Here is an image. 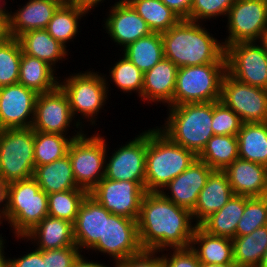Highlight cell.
<instances>
[{
  "label": "cell",
  "mask_w": 267,
  "mask_h": 267,
  "mask_svg": "<svg viewBox=\"0 0 267 267\" xmlns=\"http://www.w3.org/2000/svg\"><path fill=\"white\" fill-rule=\"evenodd\" d=\"M72 136L57 133L34 131V161L35 167L49 164L68 155L70 144L80 137L85 130H74ZM67 136V137H66Z\"/></svg>",
  "instance_id": "obj_33"
},
{
  "label": "cell",
  "mask_w": 267,
  "mask_h": 267,
  "mask_svg": "<svg viewBox=\"0 0 267 267\" xmlns=\"http://www.w3.org/2000/svg\"><path fill=\"white\" fill-rule=\"evenodd\" d=\"M242 125L240 117L222 101L213 102L212 129L214 135H237Z\"/></svg>",
  "instance_id": "obj_43"
},
{
  "label": "cell",
  "mask_w": 267,
  "mask_h": 267,
  "mask_svg": "<svg viewBox=\"0 0 267 267\" xmlns=\"http://www.w3.org/2000/svg\"><path fill=\"white\" fill-rule=\"evenodd\" d=\"M160 252H162L165 267H201L196 253L190 247L165 249Z\"/></svg>",
  "instance_id": "obj_45"
},
{
  "label": "cell",
  "mask_w": 267,
  "mask_h": 267,
  "mask_svg": "<svg viewBox=\"0 0 267 267\" xmlns=\"http://www.w3.org/2000/svg\"><path fill=\"white\" fill-rule=\"evenodd\" d=\"M105 0H75V6L85 10L88 14L92 9L104 3Z\"/></svg>",
  "instance_id": "obj_51"
},
{
  "label": "cell",
  "mask_w": 267,
  "mask_h": 267,
  "mask_svg": "<svg viewBox=\"0 0 267 267\" xmlns=\"http://www.w3.org/2000/svg\"><path fill=\"white\" fill-rule=\"evenodd\" d=\"M237 140L240 159L267 167V122L242 123Z\"/></svg>",
  "instance_id": "obj_31"
},
{
  "label": "cell",
  "mask_w": 267,
  "mask_h": 267,
  "mask_svg": "<svg viewBox=\"0 0 267 267\" xmlns=\"http://www.w3.org/2000/svg\"><path fill=\"white\" fill-rule=\"evenodd\" d=\"M21 56L17 38L10 37L0 44V88L18 83Z\"/></svg>",
  "instance_id": "obj_40"
},
{
  "label": "cell",
  "mask_w": 267,
  "mask_h": 267,
  "mask_svg": "<svg viewBox=\"0 0 267 267\" xmlns=\"http://www.w3.org/2000/svg\"><path fill=\"white\" fill-rule=\"evenodd\" d=\"M38 94L22 84L0 88V123L3 129L32 127Z\"/></svg>",
  "instance_id": "obj_18"
},
{
  "label": "cell",
  "mask_w": 267,
  "mask_h": 267,
  "mask_svg": "<svg viewBox=\"0 0 267 267\" xmlns=\"http://www.w3.org/2000/svg\"><path fill=\"white\" fill-rule=\"evenodd\" d=\"M235 0H192L189 20L205 23L211 18H226L230 7Z\"/></svg>",
  "instance_id": "obj_42"
},
{
  "label": "cell",
  "mask_w": 267,
  "mask_h": 267,
  "mask_svg": "<svg viewBox=\"0 0 267 267\" xmlns=\"http://www.w3.org/2000/svg\"><path fill=\"white\" fill-rule=\"evenodd\" d=\"M34 130L9 128L0 133V177L11 183L34 175Z\"/></svg>",
  "instance_id": "obj_9"
},
{
  "label": "cell",
  "mask_w": 267,
  "mask_h": 267,
  "mask_svg": "<svg viewBox=\"0 0 267 267\" xmlns=\"http://www.w3.org/2000/svg\"><path fill=\"white\" fill-rule=\"evenodd\" d=\"M164 125L157 128L172 142L191 150L197 156L214 135L213 102L185 103L167 107Z\"/></svg>",
  "instance_id": "obj_4"
},
{
  "label": "cell",
  "mask_w": 267,
  "mask_h": 267,
  "mask_svg": "<svg viewBox=\"0 0 267 267\" xmlns=\"http://www.w3.org/2000/svg\"><path fill=\"white\" fill-rule=\"evenodd\" d=\"M168 8L175 12L181 19L189 20L192 0H161Z\"/></svg>",
  "instance_id": "obj_48"
},
{
  "label": "cell",
  "mask_w": 267,
  "mask_h": 267,
  "mask_svg": "<svg viewBox=\"0 0 267 267\" xmlns=\"http://www.w3.org/2000/svg\"><path fill=\"white\" fill-rule=\"evenodd\" d=\"M244 210L245 196L234 194L219 211L211 214L199 226L210 235L233 239Z\"/></svg>",
  "instance_id": "obj_30"
},
{
  "label": "cell",
  "mask_w": 267,
  "mask_h": 267,
  "mask_svg": "<svg viewBox=\"0 0 267 267\" xmlns=\"http://www.w3.org/2000/svg\"><path fill=\"white\" fill-rule=\"evenodd\" d=\"M74 126L78 130H85L73 118L68 98L60 86L38 94L31 127L34 131L67 135Z\"/></svg>",
  "instance_id": "obj_16"
},
{
  "label": "cell",
  "mask_w": 267,
  "mask_h": 267,
  "mask_svg": "<svg viewBox=\"0 0 267 267\" xmlns=\"http://www.w3.org/2000/svg\"><path fill=\"white\" fill-rule=\"evenodd\" d=\"M226 18L225 48L237 42L261 41L267 31V0H235Z\"/></svg>",
  "instance_id": "obj_11"
},
{
  "label": "cell",
  "mask_w": 267,
  "mask_h": 267,
  "mask_svg": "<svg viewBox=\"0 0 267 267\" xmlns=\"http://www.w3.org/2000/svg\"><path fill=\"white\" fill-rule=\"evenodd\" d=\"M190 248L201 264H234L232 239L208 234L197 226Z\"/></svg>",
  "instance_id": "obj_27"
},
{
  "label": "cell",
  "mask_w": 267,
  "mask_h": 267,
  "mask_svg": "<svg viewBox=\"0 0 267 267\" xmlns=\"http://www.w3.org/2000/svg\"><path fill=\"white\" fill-rule=\"evenodd\" d=\"M89 193L84 189H72L48 195V215L74 224L79 207Z\"/></svg>",
  "instance_id": "obj_39"
},
{
  "label": "cell",
  "mask_w": 267,
  "mask_h": 267,
  "mask_svg": "<svg viewBox=\"0 0 267 267\" xmlns=\"http://www.w3.org/2000/svg\"><path fill=\"white\" fill-rule=\"evenodd\" d=\"M223 171L235 195L249 198L267 196L266 166L237 158Z\"/></svg>",
  "instance_id": "obj_20"
},
{
  "label": "cell",
  "mask_w": 267,
  "mask_h": 267,
  "mask_svg": "<svg viewBox=\"0 0 267 267\" xmlns=\"http://www.w3.org/2000/svg\"><path fill=\"white\" fill-rule=\"evenodd\" d=\"M80 250L74 246L46 250V267H71Z\"/></svg>",
  "instance_id": "obj_46"
},
{
  "label": "cell",
  "mask_w": 267,
  "mask_h": 267,
  "mask_svg": "<svg viewBox=\"0 0 267 267\" xmlns=\"http://www.w3.org/2000/svg\"><path fill=\"white\" fill-rule=\"evenodd\" d=\"M242 123L267 122V89L240 82L227 72L221 83V97Z\"/></svg>",
  "instance_id": "obj_14"
},
{
  "label": "cell",
  "mask_w": 267,
  "mask_h": 267,
  "mask_svg": "<svg viewBox=\"0 0 267 267\" xmlns=\"http://www.w3.org/2000/svg\"><path fill=\"white\" fill-rule=\"evenodd\" d=\"M106 153L105 178L116 181H145L147 130ZM116 149V150H115Z\"/></svg>",
  "instance_id": "obj_15"
},
{
  "label": "cell",
  "mask_w": 267,
  "mask_h": 267,
  "mask_svg": "<svg viewBox=\"0 0 267 267\" xmlns=\"http://www.w3.org/2000/svg\"><path fill=\"white\" fill-rule=\"evenodd\" d=\"M198 156L172 142L157 126L147 130L145 191L160 192L184 172Z\"/></svg>",
  "instance_id": "obj_3"
},
{
  "label": "cell",
  "mask_w": 267,
  "mask_h": 267,
  "mask_svg": "<svg viewBox=\"0 0 267 267\" xmlns=\"http://www.w3.org/2000/svg\"><path fill=\"white\" fill-rule=\"evenodd\" d=\"M3 130H4V129H3L2 125H1V123H0V133H1Z\"/></svg>",
  "instance_id": "obj_59"
},
{
  "label": "cell",
  "mask_w": 267,
  "mask_h": 267,
  "mask_svg": "<svg viewBox=\"0 0 267 267\" xmlns=\"http://www.w3.org/2000/svg\"><path fill=\"white\" fill-rule=\"evenodd\" d=\"M258 267H267V249H266Z\"/></svg>",
  "instance_id": "obj_57"
},
{
  "label": "cell",
  "mask_w": 267,
  "mask_h": 267,
  "mask_svg": "<svg viewBox=\"0 0 267 267\" xmlns=\"http://www.w3.org/2000/svg\"><path fill=\"white\" fill-rule=\"evenodd\" d=\"M10 38L8 16H0V44Z\"/></svg>",
  "instance_id": "obj_52"
},
{
  "label": "cell",
  "mask_w": 267,
  "mask_h": 267,
  "mask_svg": "<svg viewBox=\"0 0 267 267\" xmlns=\"http://www.w3.org/2000/svg\"><path fill=\"white\" fill-rule=\"evenodd\" d=\"M116 2L108 9L106 18L102 24L105 33L110 40L122 47V51L129 44L141 37L147 36L152 31L146 21L135 11L126 0H115Z\"/></svg>",
  "instance_id": "obj_17"
},
{
  "label": "cell",
  "mask_w": 267,
  "mask_h": 267,
  "mask_svg": "<svg viewBox=\"0 0 267 267\" xmlns=\"http://www.w3.org/2000/svg\"><path fill=\"white\" fill-rule=\"evenodd\" d=\"M126 1L146 21L152 32H166L181 20V18L161 0Z\"/></svg>",
  "instance_id": "obj_38"
},
{
  "label": "cell",
  "mask_w": 267,
  "mask_h": 267,
  "mask_svg": "<svg viewBox=\"0 0 267 267\" xmlns=\"http://www.w3.org/2000/svg\"><path fill=\"white\" fill-rule=\"evenodd\" d=\"M88 13L76 6L60 5L46 28L47 32L63 46H66L81 32L80 20Z\"/></svg>",
  "instance_id": "obj_35"
},
{
  "label": "cell",
  "mask_w": 267,
  "mask_h": 267,
  "mask_svg": "<svg viewBox=\"0 0 267 267\" xmlns=\"http://www.w3.org/2000/svg\"><path fill=\"white\" fill-rule=\"evenodd\" d=\"M261 42L264 44L266 51H267V31L266 33L263 35V38L261 40Z\"/></svg>",
  "instance_id": "obj_58"
},
{
  "label": "cell",
  "mask_w": 267,
  "mask_h": 267,
  "mask_svg": "<svg viewBox=\"0 0 267 267\" xmlns=\"http://www.w3.org/2000/svg\"><path fill=\"white\" fill-rule=\"evenodd\" d=\"M59 5L75 6V0H54Z\"/></svg>",
  "instance_id": "obj_56"
},
{
  "label": "cell",
  "mask_w": 267,
  "mask_h": 267,
  "mask_svg": "<svg viewBox=\"0 0 267 267\" xmlns=\"http://www.w3.org/2000/svg\"><path fill=\"white\" fill-rule=\"evenodd\" d=\"M113 267H165V264L162 252L142 249L140 252L120 260Z\"/></svg>",
  "instance_id": "obj_44"
},
{
  "label": "cell",
  "mask_w": 267,
  "mask_h": 267,
  "mask_svg": "<svg viewBox=\"0 0 267 267\" xmlns=\"http://www.w3.org/2000/svg\"><path fill=\"white\" fill-rule=\"evenodd\" d=\"M71 267H112V266L110 265L106 266L105 263L103 264V262L101 263L100 261L98 262L96 261L93 262L92 260L90 261V259H88L87 257L85 258V256L80 253V255L76 258Z\"/></svg>",
  "instance_id": "obj_50"
},
{
  "label": "cell",
  "mask_w": 267,
  "mask_h": 267,
  "mask_svg": "<svg viewBox=\"0 0 267 267\" xmlns=\"http://www.w3.org/2000/svg\"><path fill=\"white\" fill-rule=\"evenodd\" d=\"M17 39L24 54L46 62L55 70L59 69L56 64L67 60L66 56H69V49L54 39L46 29L27 31Z\"/></svg>",
  "instance_id": "obj_26"
},
{
  "label": "cell",
  "mask_w": 267,
  "mask_h": 267,
  "mask_svg": "<svg viewBox=\"0 0 267 267\" xmlns=\"http://www.w3.org/2000/svg\"><path fill=\"white\" fill-rule=\"evenodd\" d=\"M25 3L19 5L18 10L8 12L10 37L18 38L27 31L46 29L60 6L54 0H28Z\"/></svg>",
  "instance_id": "obj_23"
},
{
  "label": "cell",
  "mask_w": 267,
  "mask_h": 267,
  "mask_svg": "<svg viewBox=\"0 0 267 267\" xmlns=\"http://www.w3.org/2000/svg\"><path fill=\"white\" fill-rule=\"evenodd\" d=\"M143 73L153 68L164 58L161 33L152 32L129 44L122 51Z\"/></svg>",
  "instance_id": "obj_34"
},
{
  "label": "cell",
  "mask_w": 267,
  "mask_h": 267,
  "mask_svg": "<svg viewBox=\"0 0 267 267\" xmlns=\"http://www.w3.org/2000/svg\"><path fill=\"white\" fill-rule=\"evenodd\" d=\"M57 70L46 62L22 52L18 83L37 94L52 91L59 86Z\"/></svg>",
  "instance_id": "obj_29"
},
{
  "label": "cell",
  "mask_w": 267,
  "mask_h": 267,
  "mask_svg": "<svg viewBox=\"0 0 267 267\" xmlns=\"http://www.w3.org/2000/svg\"><path fill=\"white\" fill-rule=\"evenodd\" d=\"M119 60L115 61L111 68H109L108 77L104 75L108 93L110 83H113L116 88L120 89L123 93L131 95L136 92V95L142 101V89H143V72L135 66L127 57L119 53ZM107 76V77H106ZM109 81H108V79Z\"/></svg>",
  "instance_id": "obj_37"
},
{
  "label": "cell",
  "mask_w": 267,
  "mask_h": 267,
  "mask_svg": "<svg viewBox=\"0 0 267 267\" xmlns=\"http://www.w3.org/2000/svg\"><path fill=\"white\" fill-rule=\"evenodd\" d=\"M7 195L8 183L0 177V226L4 221L7 222Z\"/></svg>",
  "instance_id": "obj_49"
},
{
  "label": "cell",
  "mask_w": 267,
  "mask_h": 267,
  "mask_svg": "<svg viewBox=\"0 0 267 267\" xmlns=\"http://www.w3.org/2000/svg\"><path fill=\"white\" fill-rule=\"evenodd\" d=\"M205 23L181 19L168 31L161 33L164 57L178 68L208 63H226L225 47L203 25Z\"/></svg>",
  "instance_id": "obj_2"
},
{
  "label": "cell",
  "mask_w": 267,
  "mask_h": 267,
  "mask_svg": "<svg viewBox=\"0 0 267 267\" xmlns=\"http://www.w3.org/2000/svg\"><path fill=\"white\" fill-rule=\"evenodd\" d=\"M225 58L226 72L233 78L267 89V51L261 41L233 43L225 48Z\"/></svg>",
  "instance_id": "obj_10"
},
{
  "label": "cell",
  "mask_w": 267,
  "mask_h": 267,
  "mask_svg": "<svg viewBox=\"0 0 267 267\" xmlns=\"http://www.w3.org/2000/svg\"><path fill=\"white\" fill-rule=\"evenodd\" d=\"M104 137L98 132L90 136L84 132L68 150L76 184L88 193L105 177L106 153L110 148Z\"/></svg>",
  "instance_id": "obj_8"
},
{
  "label": "cell",
  "mask_w": 267,
  "mask_h": 267,
  "mask_svg": "<svg viewBox=\"0 0 267 267\" xmlns=\"http://www.w3.org/2000/svg\"><path fill=\"white\" fill-rule=\"evenodd\" d=\"M112 258L115 266L120 260L142 250L137 220L111 214L104 216L103 238L90 249Z\"/></svg>",
  "instance_id": "obj_13"
},
{
  "label": "cell",
  "mask_w": 267,
  "mask_h": 267,
  "mask_svg": "<svg viewBox=\"0 0 267 267\" xmlns=\"http://www.w3.org/2000/svg\"><path fill=\"white\" fill-rule=\"evenodd\" d=\"M138 222L142 249L162 251L188 248L196 227L192 212L166 199L160 192H146Z\"/></svg>",
  "instance_id": "obj_1"
},
{
  "label": "cell",
  "mask_w": 267,
  "mask_h": 267,
  "mask_svg": "<svg viewBox=\"0 0 267 267\" xmlns=\"http://www.w3.org/2000/svg\"><path fill=\"white\" fill-rule=\"evenodd\" d=\"M110 215L111 213L89 194L82 201L73 224L75 244L81 253L86 250L89 252L99 238H103L104 216Z\"/></svg>",
  "instance_id": "obj_21"
},
{
  "label": "cell",
  "mask_w": 267,
  "mask_h": 267,
  "mask_svg": "<svg viewBox=\"0 0 267 267\" xmlns=\"http://www.w3.org/2000/svg\"><path fill=\"white\" fill-rule=\"evenodd\" d=\"M212 171L213 169L208 164L197 158L184 172L171 180L160 193L176 205L192 211Z\"/></svg>",
  "instance_id": "obj_19"
},
{
  "label": "cell",
  "mask_w": 267,
  "mask_h": 267,
  "mask_svg": "<svg viewBox=\"0 0 267 267\" xmlns=\"http://www.w3.org/2000/svg\"><path fill=\"white\" fill-rule=\"evenodd\" d=\"M178 67L169 59L163 58L153 68L143 74L142 102H161L165 107L173 106V95ZM148 101V102H147ZM153 102V103H152Z\"/></svg>",
  "instance_id": "obj_22"
},
{
  "label": "cell",
  "mask_w": 267,
  "mask_h": 267,
  "mask_svg": "<svg viewBox=\"0 0 267 267\" xmlns=\"http://www.w3.org/2000/svg\"><path fill=\"white\" fill-rule=\"evenodd\" d=\"M18 241L32 242L38 250H51L75 245L73 223L47 215ZM35 244V245H34Z\"/></svg>",
  "instance_id": "obj_24"
},
{
  "label": "cell",
  "mask_w": 267,
  "mask_h": 267,
  "mask_svg": "<svg viewBox=\"0 0 267 267\" xmlns=\"http://www.w3.org/2000/svg\"><path fill=\"white\" fill-rule=\"evenodd\" d=\"M7 0H0V16H8ZM2 2V3H1Z\"/></svg>",
  "instance_id": "obj_54"
},
{
  "label": "cell",
  "mask_w": 267,
  "mask_h": 267,
  "mask_svg": "<svg viewBox=\"0 0 267 267\" xmlns=\"http://www.w3.org/2000/svg\"><path fill=\"white\" fill-rule=\"evenodd\" d=\"M267 249V225L232 239L235 267H258Z\"/></svg>",
  "instance_id": "obj_32"
},
{
  "label": "cell",
  "mask_w": 267,
  "mask_h": 267,
  "mask_svg": "<svg viewBox=\"0 0 267 267\" xmlns=\"http://www.w3.org/2000/svg\"><path fill=\"white\" fill-rule=\"evenodd\" d=\"M48 215V195L36 179L8 184L7 223L15 237H24Z\"/></svg>",
  "instance_id": "obj_6"
},
{
  "label": "cell",
  "mask_w": 267,
  "mask_h": 267,
  "mask_svg": "<svg viewBox=\"0 0 267 267\" xmlns=\"http://www.w3.org/2000/svg\"><path fill=\"white\" fill-rule=\"evenodd\" d=\"M0 234V267H9V258L5 256V244L7 243L6 239ZM6 241V242H5Z\"/></svg>",
  "instance_id": "obj_53"
},
{
  "label": "cell",
  "mask_w": 267,
  "mask_h": 267,
  "mask_svg": "<svg viewBox=\"0 0 267 267\" xmlns=\"http://www.w3.org/2000/svg\"><path fill=\"white\" fill-rule=\"evenodd\" d=\"M226 63H208L178 68L173 106L219 101Z\"/></svg>",
  "instance_id": "obj_7"
},
{
  "label": "cell",
  "mask_w": 267,
  "mask_h": 267,
  "mask_svg": "<svg viewBox=\"0 0 267 267\" xmlns=\"http://www.w3.org/2000/svg\"><path fill=\"white\" fill-rule=\"evenodd\" d=\"M77 72L69 73L70 76L66 74L64 79L60 76L62 79L59 80V86L68 98L73 118L85 129L87 122L89 126L98 125L97 117L102 109L105 110L111 93H108L104 73L95 72L94 69Z\"/></svg>",
  "instance_id": "obj_5"
},
{
  "label": "cell",
  "mask_w": 267,
  "mask_h": 267,
  "mask_svg": "<svg viewBox=\"0 0 267 267\" xmlns=\"http://www.w3.org/2000/svg\"><path fill=\"white\" fill-rule=\"evenodd\" d=\"M33 177L47 195L82 189L76 184L69 155L49 164L36 166Z\"/></svg>",
  "instance_id": "obj_28"
},
{
  "label": "cell",
  "mask_w": 267,
  "mask_h": 267,
  "mask_svg": "<svg viewBox=\"0 0 267 267\" xmlns=\"http://www.w3.org/2000/svg\"><path fill=\"white\" fill-rule=\"evenodd\" d=\"M237 158H239L237 135H213L198 155V159L213 170H224Z\"/></svg>",
  "instance_id": "obj_36"
},
{
  "label": "cell",
  "mask_w": 267,
  "mask_h": 267,
  "mask_svg": "<svg viewBox=\"0 0 267 267\" xmlns=\"http://www.w3.org/2000/svg\"><path fill=\"white\" fill-rule=\"evenodd\" d=\"M9 267H46V250L34 248L23 256L11 257Z\"/></svg>",
  "instance_id": "obj_47"
},
{
  "label": "cell",
  "mask_w": 267,
  "mask_h": 267,
  "mask_svg": "<svg viewBox=\"0 0 267 267\" xmlns=\"http://www.w3.org/2000/svg\"><path fill=\"white\" fill-rule=\"evenodd\" d=\"M201 267H235V264H201Z\"/></svg>",
  "instance_id": "obj_55"
},
{
  "label": "cell",
  "mask_w": 267,
  "mask_h": 267,
  "mask_svg": "<svg viewBox=\"0 0 267 267\" xmlns=\"http://www.w3.org/2000/svg\"><path fill=\"white\" fill-rule=\"evenodd\" d=\"M264 225H267V196H245V210L237 224L236 237L248 235Z\"/></svg>",
  "instance_id": "obj_41"
},
{
  "label": "cell",
  "mask_w": 267,
  "mask_h": 267,
  "mask_svg": "<svg viewBox=\"0 0 267 267\" xmlns=\"http://www.w3.org/2000/svg\"><path fill=\"white\" fill-rule=\"evenodd\" d=\"M234 195L228 177L223 170H213L198 195L191 211L194 222L199 226L211 214L219 211Z\"/></svg>",
  "instance_id": "obj_25"
},
{
  "label": "cell",
  "mask_w": 267,
  "mask_h": 267,
  "mask_svg": "<svg viewBox=\"0 0 267 267\" xmlns=\"http://www.w3.org/2000/svg\"><path fill=\"white\" fill-rule=\"evenodd\" d=\"M145 181H116L102 178L89 192L111 214L138 220Z\"/></svg>",
  "instance_id": "obj_12"
}]
</instances>
